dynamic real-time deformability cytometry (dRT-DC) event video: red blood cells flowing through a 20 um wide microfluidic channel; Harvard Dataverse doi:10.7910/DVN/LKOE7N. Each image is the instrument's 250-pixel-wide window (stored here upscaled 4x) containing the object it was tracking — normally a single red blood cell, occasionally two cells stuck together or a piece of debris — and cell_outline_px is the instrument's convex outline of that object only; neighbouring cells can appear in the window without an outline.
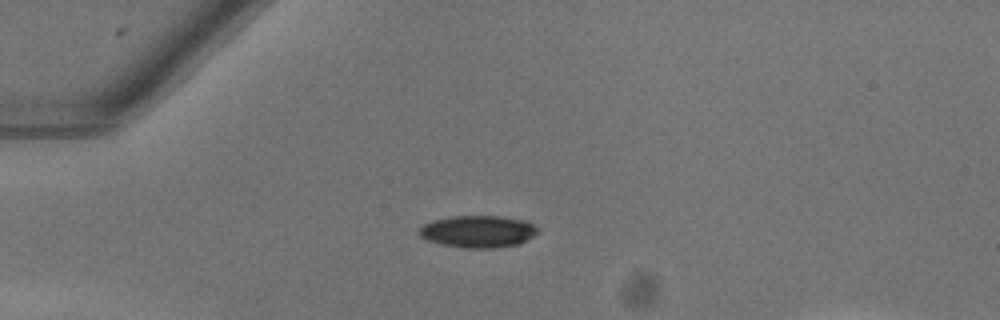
{"species": "common noctule bat (a hibernating species)", "species_latin": "Nyctalus noctula", "temperature_condition": "warm", "stored_images_in_passage": 28, "camera_frame_rate_fps": 3000, "um_per_image_px": 0.085, "animal": {"sex": "female"}, "frame": {"image": 1, "passage_image": 1, "time_ms": 0.0, "image_size_px": [1000, 320], "cell_outline_px": [[540, 232], [520, 244], [492, 248], [464, 248], [440, 244], [428, 240], [420, 236], [416, 232], [424, 224], [432, 220], [452, 216], [500, 216], [524, 220], [532, 224]], "centroid_in_image_um": [40.62, 19.68], "position_along_channel_um": 44.4, "area_um2": 22.25}}
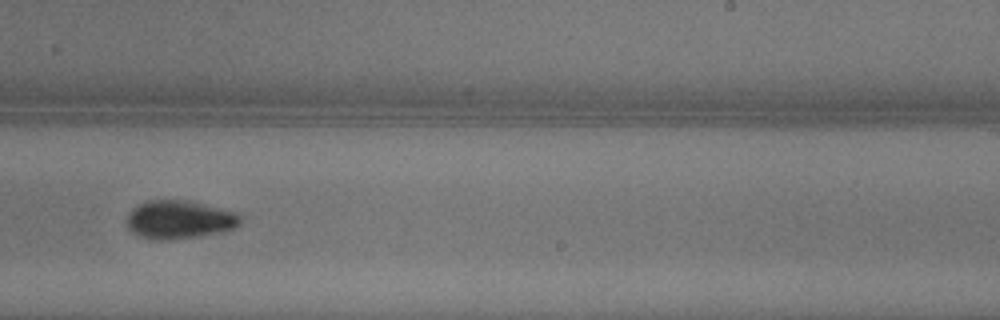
{"frame": {"image": 2, "passage_image": 20, "time_ms": 6.333, "image_size_px": [1000, 320], "cell_outline_px": [[240, 224], [236, 228], [196, 236], [172, 240], [160, 240], [140, 236], [132, 232], [128, 228], [128, 212], [132, 208], [148, 200], [184, 200], [204, 204], [240, 212]], "centroid_in_image_um": [15.26, 18.66], "position_along_channel_um": 273.7, "area_um2": 25.26}}
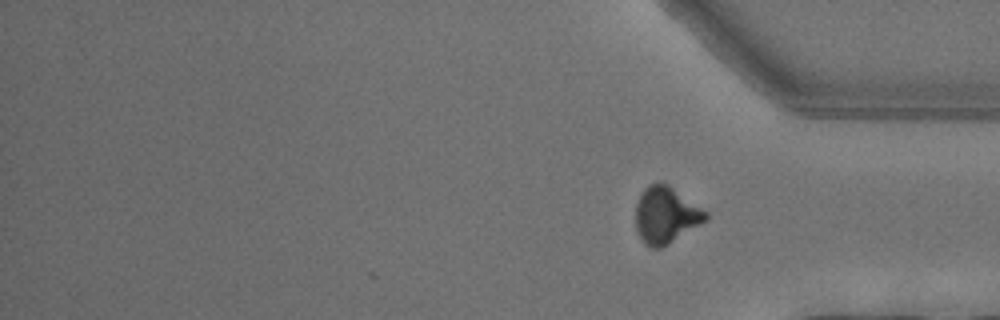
{"frame": {"image": 3, "passage_image": 28, "time_ms": 9.0, "image_size_px": [1000, 320], "cell_outline_px": [[708, 220], [668, 244], [660, 248], [652, 248], [644, 244], [636, 232], [636, 204], [644, 188], [648, 184], [668, 184], [708, 212]], "centroid_in_image_um": [56.6, 18.3], "position_along_channel_um": 378.6, "area_um2": 23.06}, "authors_computed_cell_mechanics": {"area_um2": 24.6228, "velocity_mm_per_s": 4.0766, "shape_relaxation_time_tau1_ms": 3.7039, "shape_relaxation_time_tau2_ms": null, "deformation_change_tau1": 0.1621, "deformation_change_tau2": null}}